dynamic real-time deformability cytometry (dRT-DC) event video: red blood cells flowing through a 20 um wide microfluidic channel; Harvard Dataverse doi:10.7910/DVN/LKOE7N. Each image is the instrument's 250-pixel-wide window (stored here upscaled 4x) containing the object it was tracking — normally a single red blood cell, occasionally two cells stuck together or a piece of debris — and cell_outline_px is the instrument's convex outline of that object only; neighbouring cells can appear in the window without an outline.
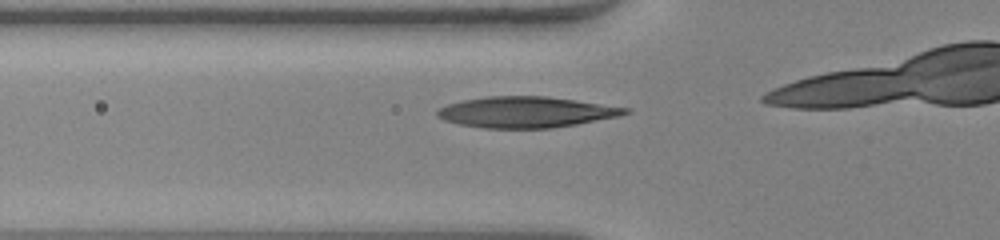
{"species": "human", "species_latin": "Homo sapiens", "temperature_condition": "warm", "stored_images_in_passage": 10, "camera_frame_rate_fps": 3000, "um_per_image_px": 0.085, "donor": {"sex": "female"}, "frame": {"image": 1, "passage_image": 6, "time_ms": 1.667, "image_size_px": [1000, 240], "cell_outline_px": [[632, 112], [620, 116], [576, 124], [552, 128], [480, 128], [460, 124], [444, 120], [436, 116], [436, 112], [440, 108], [448, 104], [464, 100], [488, 96], [548, 96], [632, 108]], "centroid_in_image_um": [44.76, 9.53], "position_along_channel_um": 81.0, "area_um2": 33.99}}
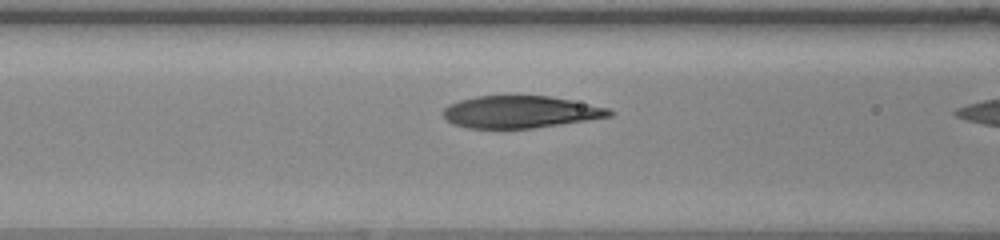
{"frame": {"image": 2, "passage_image": 9, "time_ms": 2.667, "image_size_px": [1000, 240], "cell_outline_px": [[616, 112], [612, 116], [588, 120], [532, 128], [468, 128], [452, 124], [444, 116], [444, 108], [448, 104], [460, 100], [476, 96], [548, 96], [572, 100], [608, 108]], "centroid_in_image_um": [44.24, 9.51], "position_along_channel_um": 122.4, "area_um2": 31.04}}